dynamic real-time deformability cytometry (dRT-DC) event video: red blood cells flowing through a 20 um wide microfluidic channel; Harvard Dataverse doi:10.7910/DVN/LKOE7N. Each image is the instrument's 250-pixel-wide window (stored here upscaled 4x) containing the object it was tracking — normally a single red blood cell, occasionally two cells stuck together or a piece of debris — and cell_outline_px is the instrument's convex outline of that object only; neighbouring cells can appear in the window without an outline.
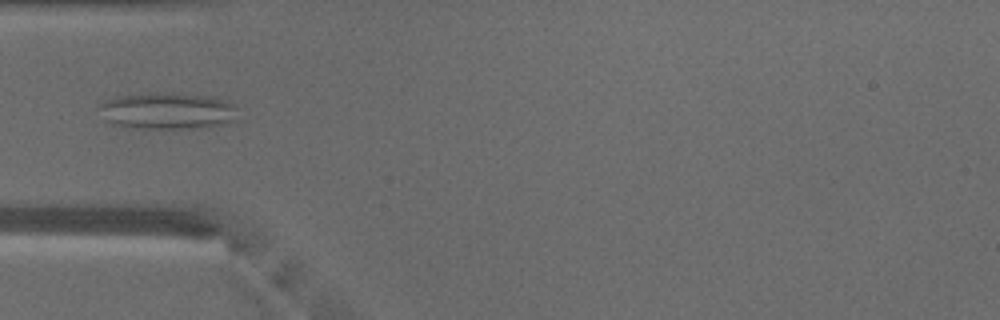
{"species": "common noctule bat (a hibernating species)", "species_latin": "Nyctalus noctula", "temperature_condition": "warm", "stored_images_in_passage": 47, "camera_frame_rate_fps": 3000, "um_per_image_px": 0.085, "animal": {"sex": "male", "body_mass_g": 18.8}, "frame": {"image": 1, "passage_image": 14, "time_ms": 4.333, "image_size_px": [1000, 320], "cell_outline_px": [[236, 120], [228, 124], [204, 128], [172, 132], [136, 128], [112, 124], [104, 120], [96, 104], [104, 100], [116, 96], [156, 92], [164, 92], [208, 96], [224, 100], [236, 104]], "centroid_in_image_um": [14.22, 9.47], "position_along_channel_um": 70.8, "area_um2": 31.21}, "authors_computed_cell_mechanics": {"area_um2": 26.877, "velocity_mm_per_s": 4.1278, "shape_relaxation_time_tau1_ms": null, "shape_relaxation_time_tau2_ms": 1.4348, "deformation_change_tau1": null, "deformation_change_tau2": 0.1224}}